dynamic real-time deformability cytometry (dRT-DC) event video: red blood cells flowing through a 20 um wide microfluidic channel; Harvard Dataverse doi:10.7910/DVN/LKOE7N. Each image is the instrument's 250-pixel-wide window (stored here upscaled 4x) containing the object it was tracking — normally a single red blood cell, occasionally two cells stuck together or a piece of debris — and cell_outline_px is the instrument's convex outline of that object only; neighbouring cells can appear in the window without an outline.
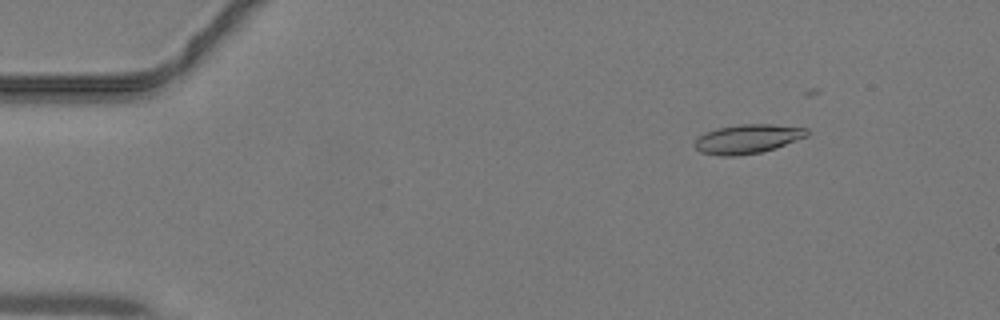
{"species": "common noctule bat (a hibernating species)", "species_latin": "Nyctalus noctula", "temperature_condition": "warm", "stored_images_in_passage": 23, "camera_frame_rate_fps": 3000, "um_per_image_px": 0.085, "animal": {"sex": "male", "body_mass_g": 19.2, "forearm_length_mm": 51.8}, "frame": {"image": 1, "passage_image": 6, "time_ms": 1.667, "image_size_px": [1000, 320], "cell_outline_px": [[808, 136], [776, 148], [760, 152], [740, 156], [720, 156], [700, 152], [696, 148], [696, 140], [704, 132], [716, 128], [740, 124], [772, 124], [808, 128]], "centroid_in_image_um": [63.56, 11.81], "position_along_channel_um": 21.4, "area_um2": 19.13}}
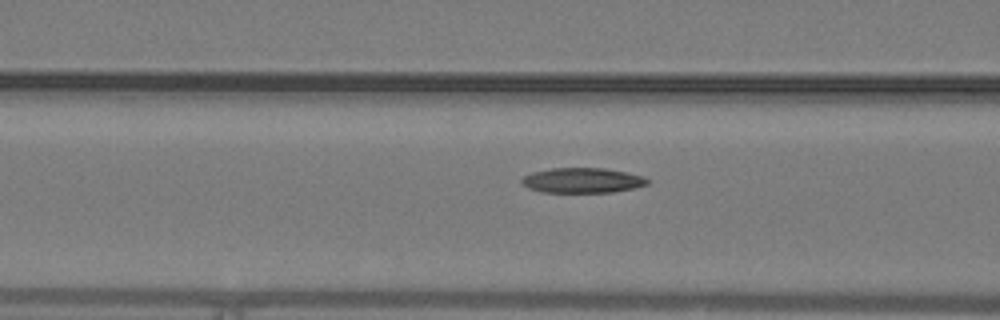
{"frame": {"image": 2, "passage_image": 18, "time_ms": 5.667, "image_size_px": [1000, 320], "cell_outline_px": [[648, 184], [632, 188], [612, 192], [540, 192], [528, 188], [520, 184], [520, 180], [524, 176], [532, 172], [552, 168], [604, 168], [644, 176], [648, 180]], "centroid_in_image_um": [49.44, 15.33], "position_along_channel_um": 117.2, "area_um2": 18.32}}
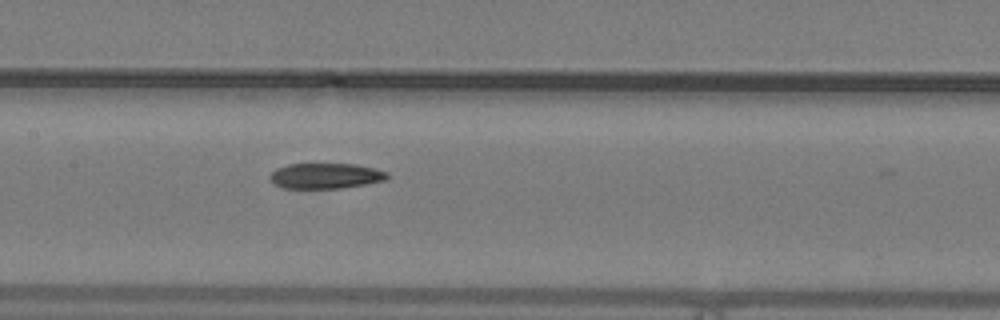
{"frame": {"image": 3, "passage_image": 22, "time_ms": 7.0, "image_size_px": [1000, 320], "cell_outline_px": [[388, 180], [340, 188], [284, 188], [276, 184], [268, 176], [276, 168], [288, 164], [352, 164], [372, 168], [388, 172]], "centroid_in_image_um": [27.67, 14.94], "position_along_channel_um": 179.7, "area_um2": 17.22}}